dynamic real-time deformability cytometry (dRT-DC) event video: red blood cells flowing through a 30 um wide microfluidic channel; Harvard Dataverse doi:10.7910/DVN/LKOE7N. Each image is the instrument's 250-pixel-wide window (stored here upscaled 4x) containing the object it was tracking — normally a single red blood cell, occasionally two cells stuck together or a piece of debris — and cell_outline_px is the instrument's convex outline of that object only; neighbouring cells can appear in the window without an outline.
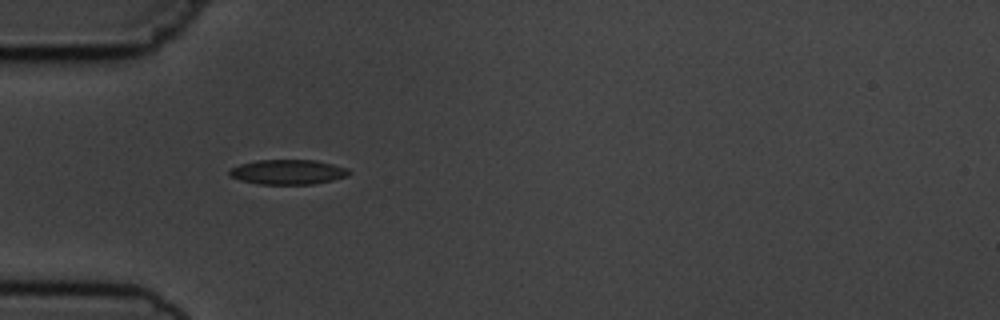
{"species": "common noctule bat (a hibernating species)", "species_latin": "Nyctalus noctula", "temperature_condition": "cold", "stored_images_in_passage": 15, "camera_frame_rate_fps": 3000, "um_per_image_px": 0.085, "animal": {"sex": "male", "body_mass_g": 19.5, "forearm_length_mm": 54.6}, "frame": {"image": 1, "passage_image": 5, "time_ms": 5.667, "image_size_px": [1000, 320], "cell_outline_px": [[352, 172], [348, 176], [332, 180], [312, 184], [260, 184], [240, 180], [228, 176], [228, 168], [240, 164], [256, 160], [316, 160], [348, 168]], "centroid_in_image_um": [24.44, 14.61], "position_along_channel_um": 60.6, "area_um2": 17.46}}
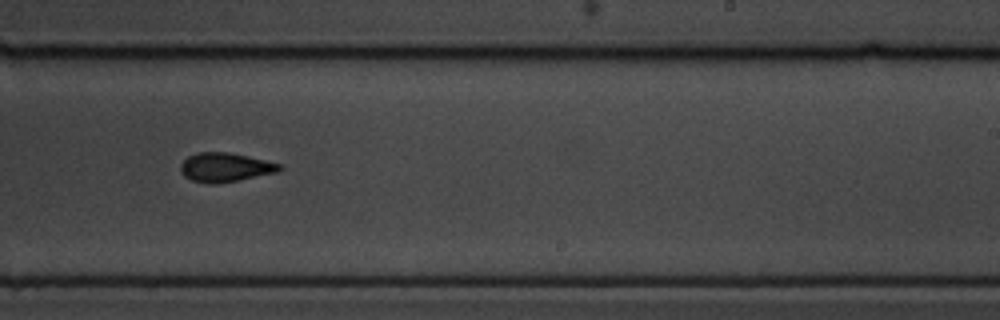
{"frame": {"image": 2, "passage_image": 10, "time_ms": 11.333, "image_size_px": [1000, 320], "cell_outline_px": [[284, 168], [276, 172], [216, 184], [208, 184], [192, 180], [184, 176], [180, 168], [180, 164], [188, 156], [196, 152], [228, 152], [248, 156], [280, 164]], "centroid_in_image_um": [19.1, 14.21], "position_along_channel_um": 269.9, "area_um2": 16.59}}
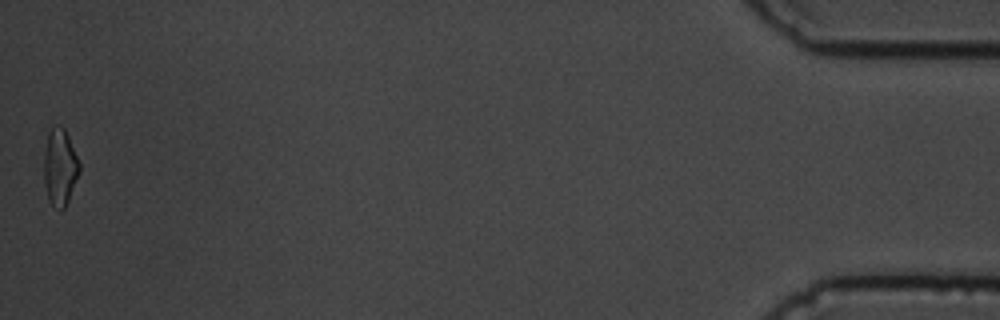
{"frame": {"image": 3, "passage_image": 15, "time_ms": 18.0, "image_size_px": [1000, 320], "cell_outline_px": [[80, 172], [68, 200], [64, 208], [60, 212], [48, 200], [44, 184], [44, 152], [48, 132], [56, 124], [64, 128], [68, 136], [80, 164]], "centroid_in_image_um": [5.08, 14.22], "position_along_channel_um": 430.1, "area_um2": 15.9}, "authors_computed_cell_mechanics": {"area_um2": 16.9354, "velocity_mm_per_s": 3.766, "shape_relaxation_time_tau1_ms": 3.9147, "shape_relaxation_time_tau2_ms": 1.6898, "deformation_change_tau1": 0.1136, "deformation_change_tau2": 0.0619}}